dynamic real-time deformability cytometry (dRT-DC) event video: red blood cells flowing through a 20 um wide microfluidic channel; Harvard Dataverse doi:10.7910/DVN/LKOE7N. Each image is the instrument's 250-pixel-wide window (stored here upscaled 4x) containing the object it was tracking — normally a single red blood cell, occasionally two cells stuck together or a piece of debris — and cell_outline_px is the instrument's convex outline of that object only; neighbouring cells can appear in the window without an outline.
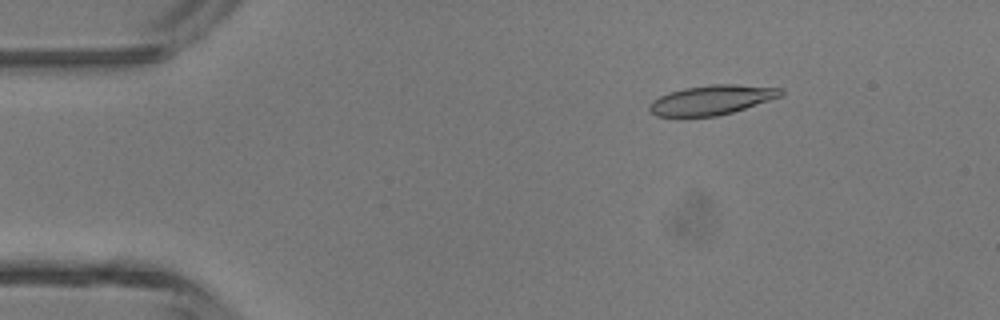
{"species": "common noctule bat (a hibernating species)", "species_latin": "Nyctalus noctula", "temperature_condition": "room temperature", "stored_images_in_passage": 46, "camera_frame_rate_fps": 3000, "um_per_image_px": 0.085, "animal": {"sex": "male", "body_mass_g": 13.3}, "frame": {"image": 1, "passage_image": 7, "time_ms": 2.0, "image_size_px": [1000, 320], "cell_outline_px": [[784, 96], [732, 112], [716, 116], [656, 116], [648, 108], [648, 104], [652, 100], [668, 92], [684, 88], [712, 84], [736, 84], [784, 88]], "centroid_in_image_um": [60.53, 8.48], "position_along_channel_um": 24.5, "area_um2": 22.77}}
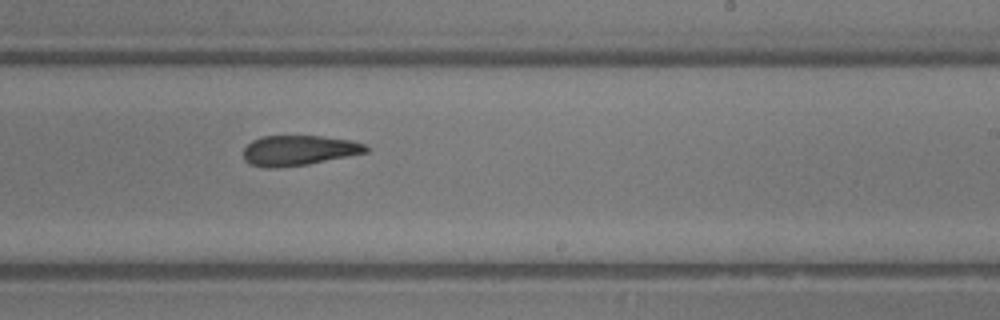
{"frame": {"image": 2, "passage_image": 28, "time_ms": 9.0, "image_size_px": [1000, 320], "cell_outline_px": [[368, 152], [308, 164], [272, 168], [264, 168], [248, 164], [244, 160], [244, 148], [252, 140], [264, 136], [320, 136], [352, 140], [364, 144], [368, 148]], "centroid_in_image_um": [25.37, 12.79], "position_along_channel_um": 263.6, "area_um2": 21.5}}
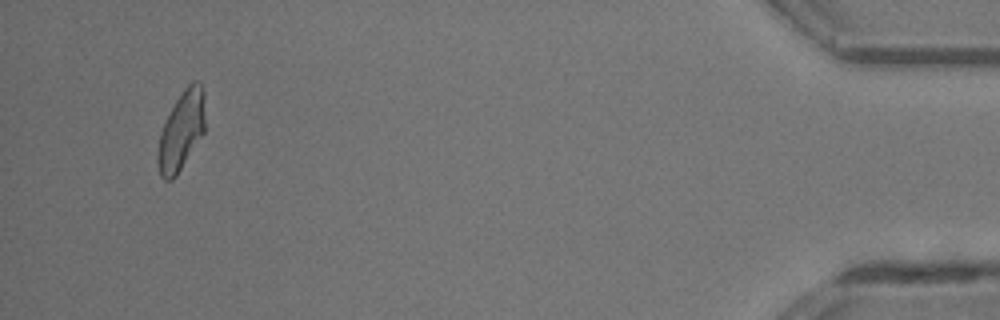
{"frame": {"image": 3, "passage_image": 44, "time_ms": 14.333, "image_size_px": [1000, 320], "cell_outline_px": [[204, 132], [176, 176], [172, 180], [164, 180], [160, 176], [156, 160], [156, 156], [160, 132], [176, 100], [184, 88], [192, 80], [196, 80], [204, 88]], "centroid_in_image_um": [15.4, 11.12], "position_along_channel_um": 419.8, "area_um2": 21.68}, "authors_computed_cell_mechanics": {"area_um2": 22.3975, "velocity_mm_per_s": 4.4396, "shape_relaxation_time_tau1_ms": 3.1164, "shape_relaxation_time_tau2_ms": 3.5761, "deformation_change_tau1": 0.1475, "deformation_change_tau2": 0.1455}}